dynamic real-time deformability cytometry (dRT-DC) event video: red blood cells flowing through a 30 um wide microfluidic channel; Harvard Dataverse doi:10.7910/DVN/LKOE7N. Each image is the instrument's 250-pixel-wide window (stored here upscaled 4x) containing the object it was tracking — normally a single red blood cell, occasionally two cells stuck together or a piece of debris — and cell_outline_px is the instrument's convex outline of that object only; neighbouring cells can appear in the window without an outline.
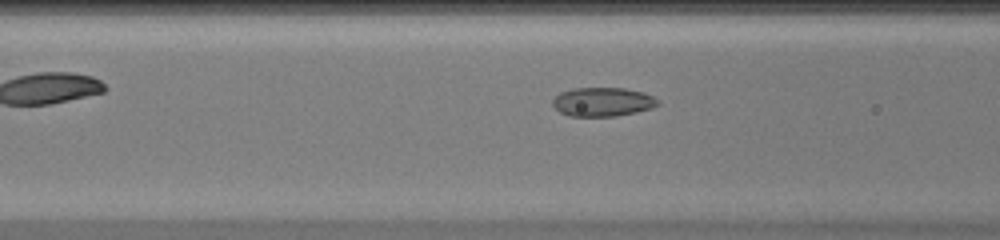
{"species": "common noctule bat (a hibernating species)", "species_latin": "Nyctalus noctula", "temperature_condition": "warm", "stored_images_in_passage": 34, "camera_frame_rate_fps": 3000, "um_per_image_px": 0.085, "animal": {"sex": "female", "body_mass_g": 20.0, "forearm_length_mm": 54.0}, "frame": {"image": 1, "passage_image": 4, "time_ms": 1.0, "image_size_px": [1000, 240], "cell_outline_px": [[660, 104], [652, 108], [636, 112], [616, 116], [568, 116], [560, 112], [552, 104], [552, 100], [560, 92], [572, 88], [624, 88], [644, 92], [660, 100]], "centroid_in_image_um": [51.24, 8.66], "position_along_channel_um": 115.4, "area_um2": 17.86}}
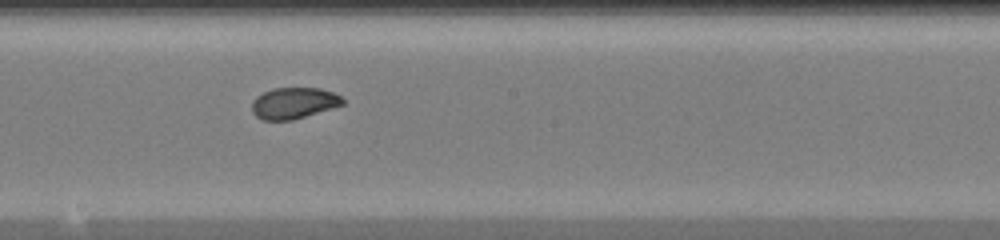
{"frame": {"image": 2, "passage_image": 12, "time_ms": 3.667, "image_size_px": [1000, 240], "cell_outline_px": [[344, 104], [332, 108], [292, 120], [264, 120], [256, 116], [252, 112], [252, 100], [256, 96], [272, 88], [320, 88], [332, 92], [340, 96], [344, 100]], "centroid_in_image_um": [24.95, 8.76], "position_along_channel_um": 223.3, "area_um2": 16.47}}
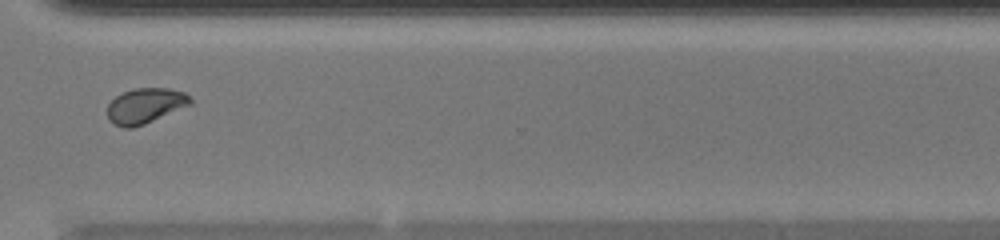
{"frame": {"image": 3, "passage_image": 22, "time_ms": 7.0, "image_size_px": [1000, 240], "cell_outline_px": [[192, 104], [144, 124], [132, 128], [124, 128], [112, 124], [108, 120], [108, 104], [116, 96], [124, 92], [136, 88], [168, 88], [184, 92], [192, 100]], "centroid_in_image_um": [12.33, 9.0], "position_along_channel_um": 358.3, "area_um2": 16.99}}